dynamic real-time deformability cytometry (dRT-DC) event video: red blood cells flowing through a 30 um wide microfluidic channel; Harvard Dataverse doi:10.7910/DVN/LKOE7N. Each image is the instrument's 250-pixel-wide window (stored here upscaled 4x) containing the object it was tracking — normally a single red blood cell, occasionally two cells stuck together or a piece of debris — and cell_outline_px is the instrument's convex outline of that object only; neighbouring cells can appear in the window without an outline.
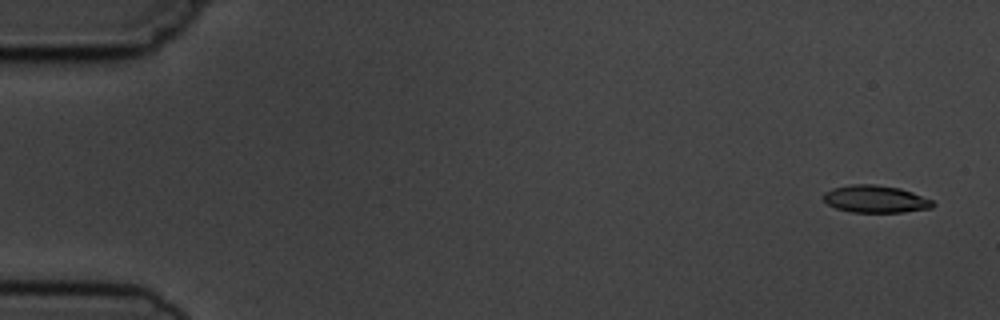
{"species": "common noctule bat (a hibernating species)", "species_latin": "Nyctalus noctula", "temperature_condition": "cold", "stored_images_in_passage": 5, "camera_frame_rate_fps": 3000, "um_per_image_px": 0.085, "animal": {"sex": "male", "body_mass_g": 19.5, "forearm_length_mm": 54.6}, "frame": {"image": 1, "passage_image": 1, "time_ms": 0.0, "image_size_px": [1000, 320], "cell_outline_px": [[936, 204], [932, 208], [904, 212], [852, 212], [836, 208], [828, 204], [824, 200], [824, 192], [832, 188], [852, 184], [876, 184], [900, 188], [912, 192], [932, 200]], "centroid_in_image_um": [74.43, 16.91], "position_along_channel_um": 10.6, "area_um2": 17.46}}
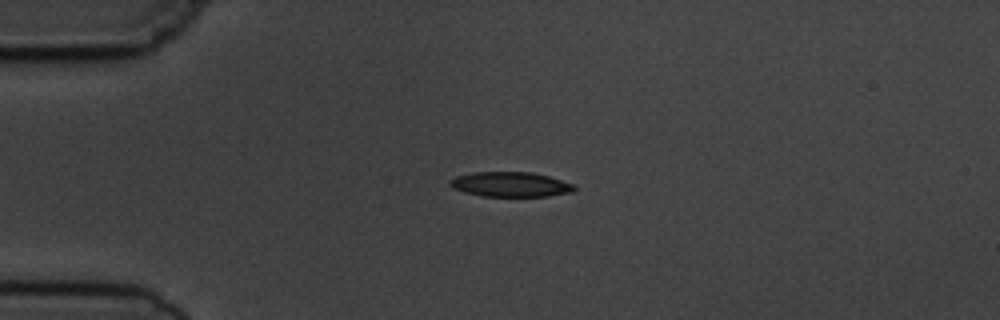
{"frame": {"image": 2, "passage_image": 4, "time_ms": 3.667, "image_size_px": [1000, 320], "cell_outline_px": [[576, 188], [572, 192], [548, 196], [484, 196], [464, 192], [452, 188], [448, 184], [448, 180], [456, 176], [472, 172], [532, 172], [548, 176], [576, 184]], "centroid_in_image_um": [43.38, 15.67], "position_along_channel_um": 41.6, "area_um2": 18.15}}